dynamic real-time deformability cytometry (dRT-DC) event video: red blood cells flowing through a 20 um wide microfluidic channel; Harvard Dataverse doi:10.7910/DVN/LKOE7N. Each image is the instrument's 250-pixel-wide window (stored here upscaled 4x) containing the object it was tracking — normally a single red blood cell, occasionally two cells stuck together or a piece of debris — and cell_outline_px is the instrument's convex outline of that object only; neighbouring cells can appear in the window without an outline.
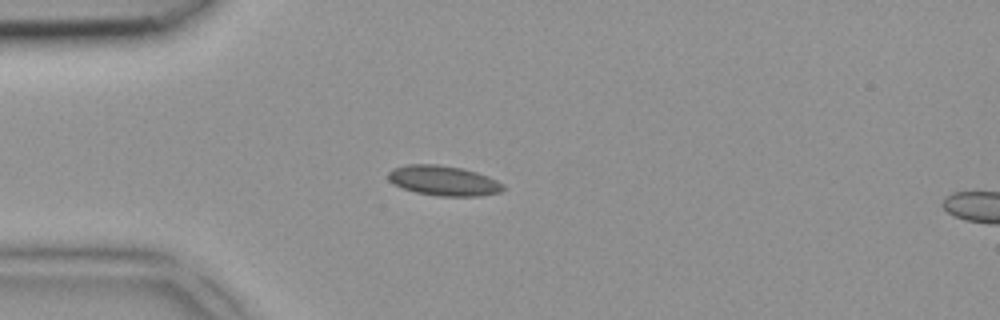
{"species": "common noctule bat (a hibernating species)", "species_latin": "Nyctalus noctula", "temperature_condition": "room temperature", "stored_images_in_passage": 2, "segment_of_instrument_passage": [1, 2], "camera_frame_rate_fps": 3000, "um_per_image_px": 0.085, "animal": {"sex": "female", "body_mass_g": 18.4}, "frame": {"image": 1, "passage_image": 1, "time_ms": 0.0, "image_size_px": [1000, 320], "cell_outline_px": [[504, 188], [500, 192], [480, 196], [436, 196], [416, 192], [404, 188], [388, 180], [388, 172], [392, 168], [408, 164], [436, 164], [464, 168], [488, 176], [504, 184]], "centroid_in_image_um": [37.71, 15.35], "position_along_channel_um": 47.3, "area_um2": 20.11}}